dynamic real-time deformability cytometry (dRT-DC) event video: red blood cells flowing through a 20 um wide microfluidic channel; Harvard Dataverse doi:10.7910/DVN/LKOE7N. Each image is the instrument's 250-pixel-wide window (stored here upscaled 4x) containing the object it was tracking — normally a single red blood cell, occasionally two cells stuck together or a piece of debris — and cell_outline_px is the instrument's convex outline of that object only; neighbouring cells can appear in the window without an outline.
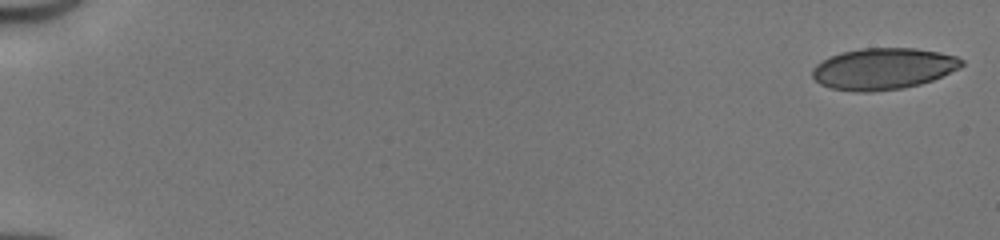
{"species": "human", "species_latin": "Homo sapiens", "temperature_condition": "cold", "stored_images_in_passage": 50, "camera_frame_rate_fps": 3000, "um_per_image_px": 0.085, "donor": {"sex": "male"}, "frame": {"image": 1, "passage_image": 1, "time_ms": 0.0, "image_size_px": [1000, 240], "cell_outline_px": [[964, 64], [960, 68], [932, 80], [920, 84], [900, 88], [872, 92], [856, 92], [832, 88], [820, 84], [812, 76], [812, 68], [816, 64], [840, 52], [860, 48], [916, 48], [940, 52], [956, 56], [964, 60]], "centroid_in_image_um": [75.08, 5.83], "position_along_channel_um": 9.9, "area_um2": 36.07}}
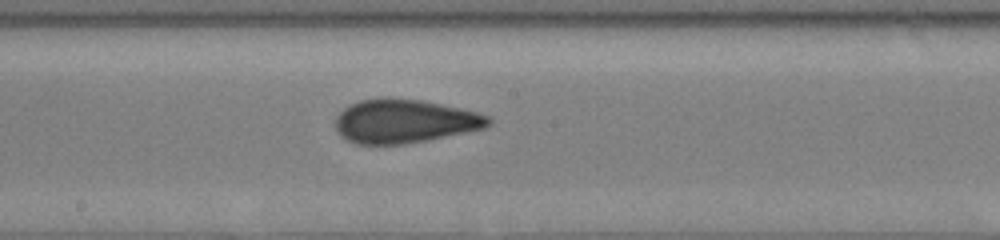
{"frame": {"image": 2, "passage_image": 29, "time_ms": 9.333, "image_size_px": [1000, 240], "cell_outline_px": [[492, 124], [484, 128], [428, 140], [404, 144], [356, 144], [344, 140], [336, 132], [336, 116], [348, 104], [360, 100], [388, 96], [420, 100], [440, 104], [476, 112], [488, 116], [492, 120]], "centroid_in_image_um": [34.33, 10.3], "position_along_channel_um": 213.9, "area_um2": 39.25}}
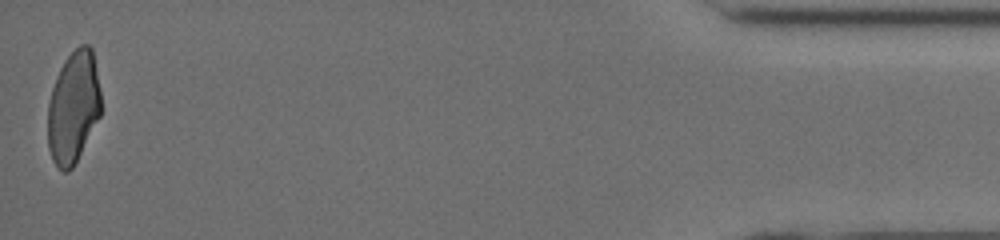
{"frame": {"image": 3, "passage_image": 50, "time_ms": 16.333, "image_size_px": [1000, 240], "cell_outline_px": [[100, 116], [72, 168], [68, 172], [64, 172], [52, 160], [48, 148], [48, 104], [52, 88], [56, 76], [64, 60], [80, 44], [88, 44], [92, 48], [100, 92]], "centroid_in_image_um": [6.22, 9.1], "position_along_channel_um": 429.0, "area_um2": 34.45}, "authors_computed_cell_mechanics": {"area_um2": 37.5989, "velocity_mm_per_s": 4.1731, "shape_relaxation_time_tau1_ms": null, "shape_relaxation_time_tau2_ms": 1.2533, "deformation_change_tau1": null, "deformation_change_tau2": 0.0669}}